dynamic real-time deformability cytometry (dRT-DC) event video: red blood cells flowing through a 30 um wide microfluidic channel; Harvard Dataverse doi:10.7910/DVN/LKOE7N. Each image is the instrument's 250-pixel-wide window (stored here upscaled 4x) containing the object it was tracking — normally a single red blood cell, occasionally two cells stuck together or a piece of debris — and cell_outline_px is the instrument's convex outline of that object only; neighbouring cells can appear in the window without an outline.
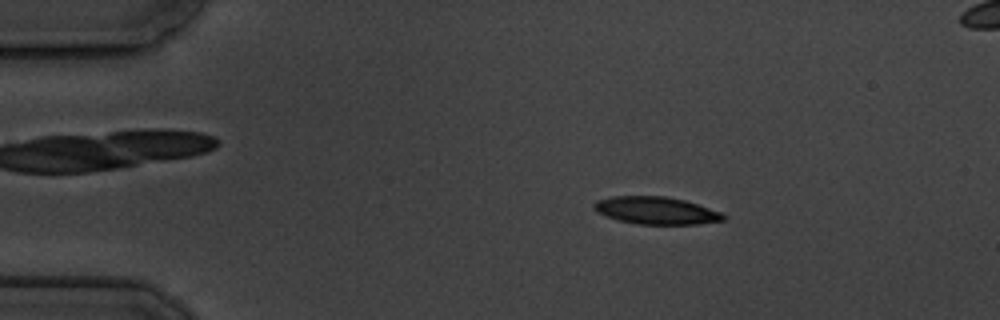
{"species": "common noctule bat (a hibernating species)", "species_latin": "Nyctalus noctula", "temperature_condition": "cold", "stored_images_in_passage": 5, "segment_of_instrument_passage": [1, 2], "camera_frame_rate_fps": 3000, "um_per_image_px": 0.085, "animal": {"sex": "male", "body_mass_g": 19.5, "forearm_length_mm": 54.6}, "frame": {"image": 1, "passage_image": 2, "time_ms": 1.333, "image_size_px": [1000, 320], "cell_outline_px": [[728, 216], [724, 220], [696, 224], [636, 224], [620, 220], [596, 212], [592, 208], [592, 204], [596, 200], [612, 196], [664, 196], [684, 200], [720, 212]], "centroid_in_image_um": [55.73, 17.89], "position_along_channel_um": 29.3, "area_um2": 20.58}}